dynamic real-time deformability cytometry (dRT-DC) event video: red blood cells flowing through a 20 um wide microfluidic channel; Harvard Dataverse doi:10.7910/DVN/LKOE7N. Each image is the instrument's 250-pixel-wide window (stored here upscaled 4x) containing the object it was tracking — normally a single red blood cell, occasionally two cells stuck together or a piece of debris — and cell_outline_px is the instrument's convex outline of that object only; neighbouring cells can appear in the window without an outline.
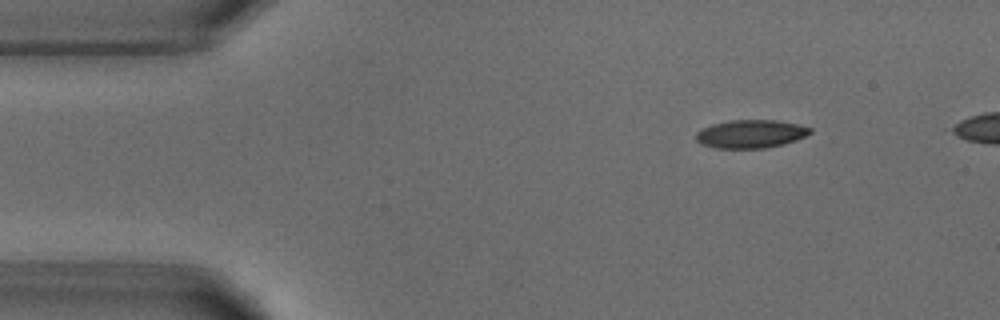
{"species": "common noctule bat (a hibernating species)", "species_latin": "Nyctalus noctula", "temperature_condition": "warm", "stored_images_in_passage": 4, "camera_frame_rate_fps": 3000, "um_per_image_px": 0.085, "animal": {"sex": "male", "body_mass_g": 18.8}, "frame": {"image": 1, "passage_image": 1, "time_ms": 0.0, "image_size_px": [1000, 320], "cell_outline_px": [[812, 132], [796, 140], [784, 144], [764, 148], [716, 148], [700, 144], [696, 140], [696, 132], [700, 128], [712, 124], [732, 120], [776, 120], [796, 124], [812, 128]], "centroid_in_image_um": [63.78, 11.38], "position_along_channel_um": 21.2, "area_um2": 18.79}}